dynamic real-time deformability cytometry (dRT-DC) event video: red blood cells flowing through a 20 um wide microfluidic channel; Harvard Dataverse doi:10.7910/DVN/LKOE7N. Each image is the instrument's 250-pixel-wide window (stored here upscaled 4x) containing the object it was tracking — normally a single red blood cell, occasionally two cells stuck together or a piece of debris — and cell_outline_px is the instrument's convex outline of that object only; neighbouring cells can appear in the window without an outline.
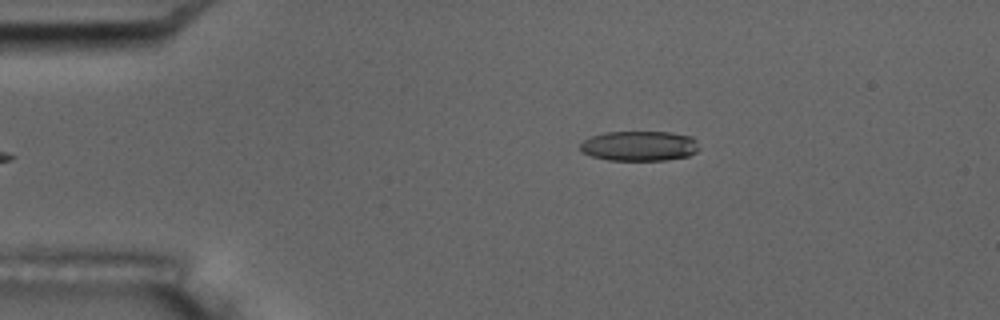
{"species": "common noctule bat (a hibernating species)", "species_latin": "Nyctalus noctula", "temperature_condition": "room temperature", "stored_images_in_passage": 6, "camera_frame_rate_fps": 3000, "um_per_image_px": 0.085, "animal": {"sex": "male", "body_mass_g": 17.5, "forearm_length_mm": 52.3}, "frame": {"image": 1, "passage_image": 6, "time_ms": 5.667, "image_size_px": [1000, 320], "cell_outline_px": [[700, 148], [696, 152], [688, 156], [664, 160], [608, 160], [592, 156], [580, 152], [580, 144], [588, 136], [604, 132], [668, 132], [692, 136], [696, 140]], "centroid_in_image_um": [54.33, 12.4], "position_along_channel_um": 30.7, "area_um2": 20.98}}